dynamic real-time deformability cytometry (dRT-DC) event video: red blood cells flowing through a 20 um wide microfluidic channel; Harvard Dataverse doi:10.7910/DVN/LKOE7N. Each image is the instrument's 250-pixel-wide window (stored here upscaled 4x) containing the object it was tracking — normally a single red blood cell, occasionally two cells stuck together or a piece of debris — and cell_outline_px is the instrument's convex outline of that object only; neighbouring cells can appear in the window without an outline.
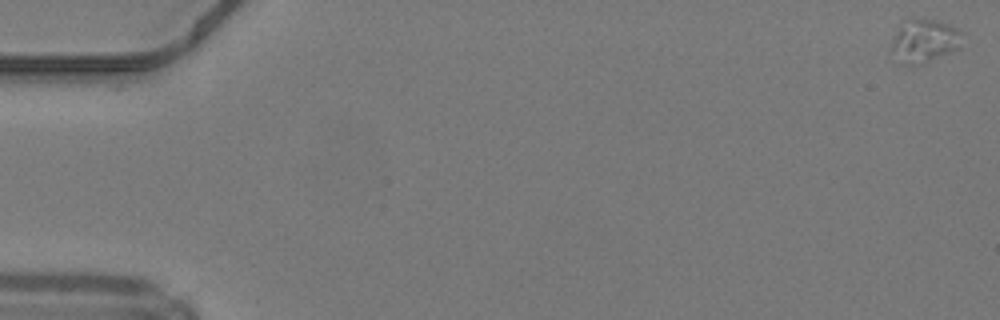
{"species": "common noctule bat (a hibernating species)", "species_latin": "Nyctalus noctula", "temperature_condition": "warm", "stored_images_in_passage": 51, "camera_frame_rate_fps": 3000, "um_per_image_px": 0.085, "animal": {"sex": "male", "body_mass_g": 19.2, "forearm_length_mm": 51.8}, "frame": {"image": 1, "passage_image": 1, "time_ms": 0.0, "image_size_px": [1000, 320], "cell_outline_px": [[964, 32], [956, 48], [920, 64], [904, 64], [888, 52], [888, 48], [896, 32], [900, 28], [912, 20], [936, 20], [948, 24]], "centroid_in_image_um": [78.52, 3.49], "position_along_channel_um": 6.5, "area_um2": 17.11}}
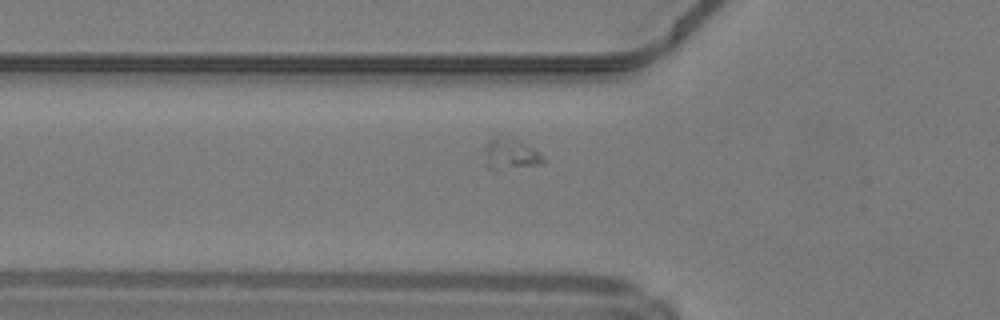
{"frame": {"image": 2, "passage_image": 19, "time_ms": 6.0, "image_size_px": [1000, 320], "cell_outline_px": [[544, 160], [536, 164], [492, 168], [488, 168], [484, 148], [488, 140], [496, 132], [516, 140], [540, 152], [544, 156]], "centroid_in_image_um": [43.32, 12.98], "position_along_channel_um": 82.5, "area_um2": 10.12}}
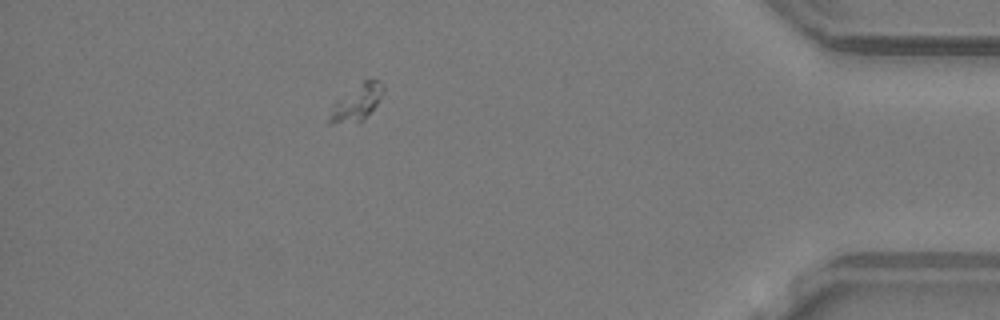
{"frame": {"image": 3, "passage_image": 46, "time_ms": 15.0, "image_size_px": [1000, 320], "cell_outline_px": [[384, 88], [376, 104], [364, 120], [332, 124], [328, 124], [328, 120], [336, 100], [364, 80], [380, 80], [384, 84]], "centroid_in_image_um": [30.32, 8.72], "position_along_channel_um": 404.9, "area_um2": 10.87}}